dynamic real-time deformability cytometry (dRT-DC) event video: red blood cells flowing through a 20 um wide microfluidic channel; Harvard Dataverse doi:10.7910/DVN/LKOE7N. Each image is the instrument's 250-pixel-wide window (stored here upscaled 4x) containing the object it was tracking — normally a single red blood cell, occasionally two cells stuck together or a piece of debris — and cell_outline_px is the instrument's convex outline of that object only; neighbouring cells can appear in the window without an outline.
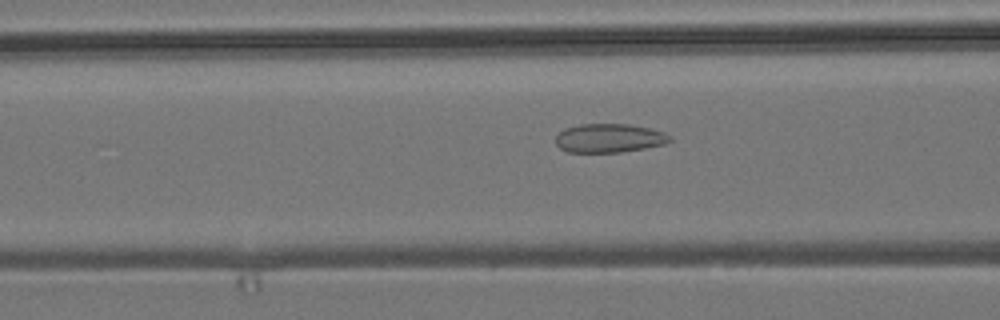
{"species": "common noctule bat (a hibernating species)", "species_latin": "Nyctalus noctula", "temperature_condition": "room temperature", "stored_images_in_passage": 18, "camera_frame_rate_fps": 3000, "um_per_image_px": 0.085, "animal": {"sex": "male", "body_mass_g": 19.2, "forearm_length_mm": 51.8}, "frame": {"image": 1, "passage_image": 13, "time_ms": 4.0, "image_size_px": [1000, 320], "cell_outline_px": [[672, 140], [664, 144], [644, 148], [620, 152], [568, 152], [560, 148], [556, 144], [556, 136], [564, 128], [580, 124], [628, 124], [652, 128], [664, 132], [672, 136]], "centroid_in_image_um": [51.8, 11.73], "position_along_channel_um": 114.8, "area_um2": 19.25}}